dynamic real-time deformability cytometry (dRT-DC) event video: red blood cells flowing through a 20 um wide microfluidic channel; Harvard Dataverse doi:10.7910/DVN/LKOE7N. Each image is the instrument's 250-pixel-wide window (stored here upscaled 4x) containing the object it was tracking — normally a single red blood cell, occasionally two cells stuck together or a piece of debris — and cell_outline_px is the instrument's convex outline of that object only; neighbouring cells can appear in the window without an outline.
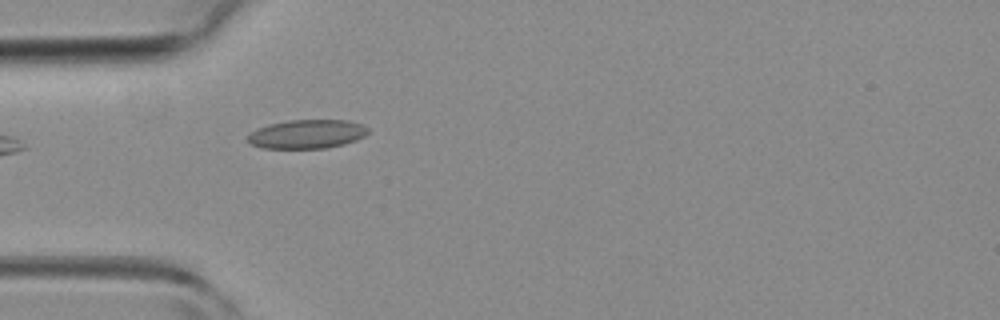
{"species": "common noctule bat (a hibernating species)", "species_latin": "Nyctalus noctula", "temperature_condition": "room temperature", "stored_images_in_passage": 3, "camera_frame_rate_fps": 3000, "um_per_image_px": 0.085, "animal": {"sex": "female", "body_mass_g": 19.3, "forearm_length_mm": 54.1}, "frame": {"image": 1, "passage_image": 3, "time_ms": 2.333, "image_size_px": [1000, 320], "cell_outline_px": [[368, 132], [364, 136], [356, 140], [344, 144], [324, 148], [264, 148], [252, 144], [248, 140], [248, 136], [256, 128], [268, 124], [288, 120], [348, 120], [360, 124], [368, 128]], "centroid_in_image_um": [26.1, 11.39], "position_along_channel_um": 58.9, "area_um2": 20.11}}